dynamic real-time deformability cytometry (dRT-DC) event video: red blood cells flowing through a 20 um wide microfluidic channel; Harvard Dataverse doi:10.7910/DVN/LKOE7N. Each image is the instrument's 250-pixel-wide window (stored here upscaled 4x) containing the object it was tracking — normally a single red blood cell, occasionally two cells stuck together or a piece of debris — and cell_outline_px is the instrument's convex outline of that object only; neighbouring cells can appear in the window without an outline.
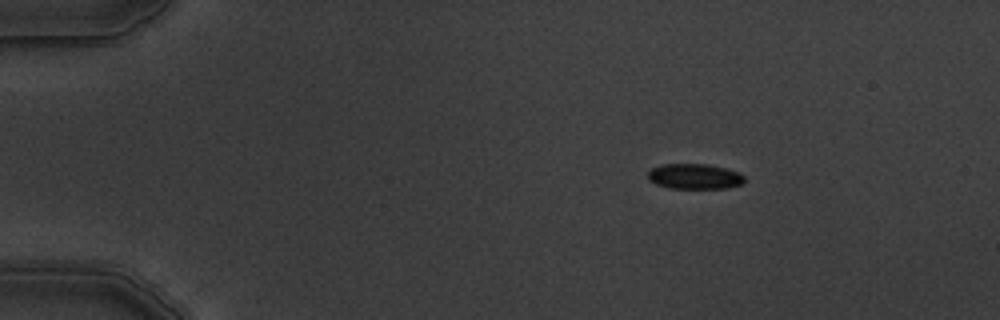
{"species": "common noctule bat (a hibernating species)", "species_latin": "Nyctalus noctula", "temperature_condition": "warm", "stored_images_in_passage": 4, "camera_frame_rate_fps": 3000, "um_per_image_px": 0.085, "animal": {"sex": "male", "body_mass_g": 19.5, "forearm_length_mm": 54.6}, "frame": {"image": 1, "passage_image": 1, "time_ms": 0.0, "image_size_px": [1000, 320], "cell_outline_px": [[744, 180], [740, 184], [728, 188], [668, 188], [656, 184], [648, 180], [648, 172], [652, 168], [660, 164], [704, 164], [724, 168], [736, 172], [744, 176]], "centroid_in_image_um": [58.98, 15.0], "position_along_channel_um": 26.0, "area_um2": 14.1}}
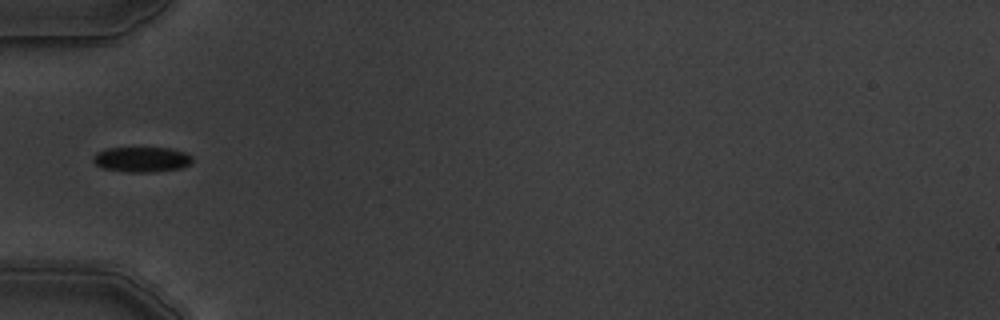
{"frame": {"image": 2, "passage_image": 4, "time_ms": 3.333, "image_size_px": [1000, 320], "cell_outline_px": [[192, 164], [180, 168], [148, 172], [128, 172], [104, 168], [96, 164], [92, 160], [92, 156], [96, 152], [104, 148], [168, 148], [184, 152], [192, 156]], "centroid_in_image_um": [12.02, 13.54], "position_along_channel_um": 73.0, "area_um2": 14.51}}